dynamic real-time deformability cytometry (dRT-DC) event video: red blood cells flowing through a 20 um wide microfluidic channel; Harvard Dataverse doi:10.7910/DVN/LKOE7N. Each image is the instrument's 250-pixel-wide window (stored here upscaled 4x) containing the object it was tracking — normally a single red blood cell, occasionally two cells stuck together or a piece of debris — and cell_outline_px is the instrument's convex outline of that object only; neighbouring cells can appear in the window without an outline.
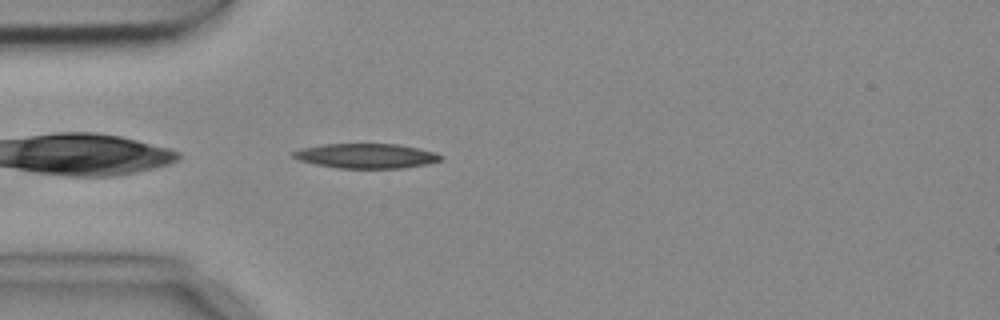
{"species": "common noctule bat (a hibernating species)", "species_latin": "Nyctalus noctula", "temperature_condition": "cold", "stored_images_in_passage": 2, "camera_frame_rate_fps": 3000, "um_per_image_px": 0.085, "animal": {"sex": "female", "body_mass_g": 18.4}, "frame": {"image": 1, "passage_image": 2, "time_ms": 0.333, "image_size_px": [1000, 320], "cell_outline_px": [[444, 160], [428, 164], [404, 168], [336, 168], [316, 164], [300, 160], [292, 156], [288, 152], [300, 148], [324, 144], [400, 144], [436, 152], [444, 156]], "centroid_in_image_um": [31.16, 13.25], "position_along_channel_um": 53.8, "area_um2": 21.56}}